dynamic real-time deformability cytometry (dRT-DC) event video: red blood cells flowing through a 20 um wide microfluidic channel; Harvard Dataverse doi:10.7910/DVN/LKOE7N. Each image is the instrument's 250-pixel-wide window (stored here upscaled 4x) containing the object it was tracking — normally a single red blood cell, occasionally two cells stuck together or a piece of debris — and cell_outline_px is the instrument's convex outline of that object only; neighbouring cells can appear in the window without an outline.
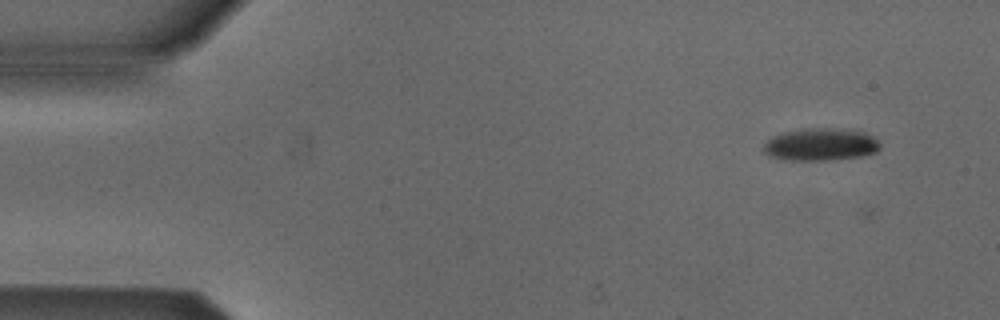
{"species": "Egyptian fruit bat (a non-hibernating species)", "species_latin": "Rousettus aegyptiacus", "temperature_condition": "cold", "stored_images_in_passage": 4, "camera_frame_rate_fps": 3000, "um_per_image_px": 0.085, "animal": {"sex": "male"}, "frame": {"image": 1, "passage_image": 2, "time_ms": 1.333, "image_size_px": [1000, 320], "cell_outline_px": [[880, 148], [876, 152], [860, 156], [828, 160], [784, 160], [768, 156], [764, 152], [764, 144], [768, 140], [784, 132], [812, 128], [820, 128], [864, 132], [872, 136], [880, 144]], "centroid_in_image_um": [69.74, 12.3], "position_along_channel_um": 15.3, "area_um2": 21.56}}